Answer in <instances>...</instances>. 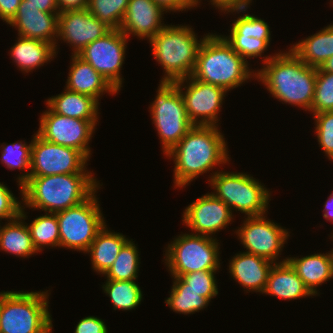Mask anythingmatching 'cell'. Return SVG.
Wrapping results in <instances>:
<instances>
[{
    "instance_id": "c3c4849f",
    "label": "cell",
    "mask_w": 333,
    "mask_h": 333,
    "mask_svg": "<svg viewBox=\"0 0 333 333\" xmlns=\"http://www.w3.org/2000/svg\"><path fill=\"white\" fill-rule=\"evenodd\" d=\"M323 72L333 73V56L329 57L319 67Z\"/></svg>"
},
{
    "instance_id": "7402d4cb",
    "label": "cell",
    "mask_w": 333,
    "mask_h": 333,
    "mask_svg": "<svg viewBox=\"0 0 333 333\" xmlns=\"http://www.w3.org/2000/svg\"><path fill=\"white\" fill-rule=\"evenodd\" d=\"M263 293L285 300L313 296L287 258L273 264Z\"/></svg>"
},
{
    "instance_id": "7dc6e473",
    "label": "cell",
    "mask_w": 333,
    "mask_h": 333,
    "mask_svg": "<svg viewBox=\"0 0 333 333\" xmlns=\"http://www.w3.org/2000/svg\"><path fill=\"white\" fill-rule=\"evenodd\" d=\"M323 217L328 221L333 222V192L330 194L328 200L325 202V208L323 210Z\"/></svg>"
},
{
    "instance_id": "8d00e7d4",
    "label": "cell",
    "mask_w": 333,
    "mask_h": 333,
    "mask_svg": "<svg viewBox=\"0 0 333 333\" xmlns=\"http://www.w3.org/2000/svg\"><path fill=\"white\" fill-rule=\"evenodd\" d=\"M217 271H196L181 275L180 278L186 283V289L201 293V296L209 301L218 294L215 273Z\"/></svg>"
},
{
    "instance_id": "f6af8a7d",
    "label": "cell",
    "mask_w": 333,
    "mask_h": 333,
    "mask_svg": "<svg viewBox=\"0 0 333 333\" xmlns=\"http://www.w3.org/2000/svg\"><path fill=\"white\" fill-rule=\"evenodd\" d=\"M25 5H31L43 12L59 13L57 0H25Z\"/></svg>"
},
{
    "instance_id": "d6a6232c",
    "label": "cell",
    "mask_w": 333,
    "mask_h": 333,
    "mask_svg": "<svg viewBox=\"0 0 333 333\" xmlns=\"http://www.w3.org/2000/svg\"><path fill=\"white\" fill-rule=\"evenodd\" d=\"M129 0H89L87 10L111 29H119Z\"/></svg>"
},
{
    "instance_id": "1f68e13d",
    "label": "cell",
    "mask_w": 333,
    "mask_h": 333,
    "mask_svg": "<svg viewBox=\"0 0 333 333\" xmlns=\"http://www.w3.org/2000/svg\"><path fill=\"white\" fill-rule=\"evenodd\" d=\"M27 226L37 252H40L43 246L60 247V232L56 213L48 214L47 212L45 215L35 218Z\"/></svg>"
},
{
    "instance_id": "cb8c5ba5",
    "label": "cell",
    "mask_w": 333,
    "mask_h": 333,
    "mask_svg": "<svg viewBox=\"0 0 333 333\" xmlns=\"http://www.w3.org/2000/svg\"><path fill=\"white\" fill-rule=\"evenodd\" d=\"M47 106L55 113L81 120L98 119V102L91 96L72 92L67 89L63 93L50 97Z\"/></svg>"
},
{
    "instance_id": "5bb4252c",
    "label": "cell",
    "mask_w": 333,
    "mask_h": 333,
    "mask_svg": "<svg viewBox=\"0 0 333 333\" xmlns=\"http://www.w3.org/2000/svg\"><path fill=\"white\" fill-rule=\"evenodd\" d=\"M188 81L189 85L187 84L182 88L183 83ZM175 83L183 97L190 122L193 125L218 126L217 115L227 90L220 86L196 80L192 76L177 80ZM182 89H185V91L183 92Z\"/></svg>"
},
{
    "instance_id": "74e56055",
    "label": "cell",
    "mask_w": 333,
    "mask_h": 333,
    "mask_svg": "<svg viewBox=\"0 0 333 333\" xmlns=\"http://www.w3.org/2000/svg\"><path fill=\"white\" fill-rule=\"evenodd\" d=\"M318 144L327 155L333 160V111H324L313 114Z\"/></svg>"
},
{
    "instance_id": "d590c367",
    "label": "cell",
    "mask_w": 333,
    "mask_h": 333,
    "mask_svg": "<svg viewBox=\"0 0 333 333\" xmlns=\"http://www.w3.org/2000/svg\"><path fill=\"white\" fill-rule=\"evenodd\" d=\"M3 146V147H2ZM2 156L1 162L7 166L9 169H19V170H28L30 169L31 163V148L32 140L29 145L26 143H12L1 145Z\"/></svg>"
},
{
    "instance_id": "4fadbf2b",
    "label": "cell",
    "mask_w": 333,
    "mask_h": 333,
    "mask_svg": "<svg viewBox=\"0 0 333 333\" xmlns=\"http://www.w3.org/2000/svg\"><path fill=\"white\" fill-rule=\"evenodd\" d=\"M127 38L119 29L88 44L79 54L117 90L122 87L120 70L125 58Z\"/></svg>"
},
{
    "instance_id": "60d3db41",
    "label": "cell",
    "mask_w": 333,
    "mask_h": 333,
    "mask_svg": "<svg viewBox=\"0 0 333 333\" xmlns=\"http://www.w3.org/2000/svg\"><path fill=\"white\" fill-rule=\"evenodd\" d=\"M74 333H108V331L102 319L88 316L78 322Z\"/></svg>"
},
{
    "instance_id": "e575fe53",
    "label": "cell",
    "mask_w": 333,
    "mask_h": 333,
    "mask_svg": "<svg viewBox=\"0 0 333 333\" xmlns=\"http://www.w3.org/2000/svg\"><path fill=\"white\" fill-rule=\"evenodd\" d=\"M313 114L333 111V73L323 72L317 68L314 100L311 110Z\"/></svg>"
},
{
    "instance_id": "bcb514c9",
    "label": "cell",
    "mask_w": 333,
    "mask_h": 333,
    "mask_svg": "<svg viewBox=\"0 0 333 333\" xmlns=\"http://www.w3.org/2000/svg\"><path fill=\"white\" fill-rule=\"evenodd\" d=\"M89 0H57L59 13L67 10L87 8Z\"/></svg>"
},
{
    "instance_id": "836d02e7",
    "label": "cell",
    "mask_w": 333,
    "mask_h": 333,
    "mask_svg": "<svg viewBox=\"0 0 333 333\" xmlns=\"http://www.w3.org/2000/svg\"><path fill=\"white\" fill-rule=\"evenodd\" d=\"M229 37H250L263 39L270 43V30L268 24L261 18L244 14L233 22Z\"/></svg>"
},
{
    "instance_id": "2e32d148",
    "label": "cell",
    "mask_w": 333,
    "mask_h": 333,
    "mask_svg": "<svg viewBox=\"0 0 333 333\" xmlns=\"http://www.w3.org/2000/svg\"><path fill=\"white\" fill-rule=\"evenodd\" d=\"M111 30L94 17L87 8L67 10L58 15V36L73 46L72 54L78 55L88 44L103 37Z\"/></svg>"
},
{
    "instance_id": "d4e9b609",
    "label": "cell",
    "mask_w": 333,
    "mask_h": 333,
    "mask_svg": "<svg viewBox=\"0 0 333 333\" xmlns=\"http://www.w3.org/2000/svg\"><path fill=\"white\" fill-rule=\"evenodd\" d=\"M128 241L126 236L107 230L105 225L86 251L91 255L93 270L104 275Z\"/></svg>"
},
{
    "instance_id": "603a6c76",
    "label": "cell",
    "mask_w": 333,
    "mask_h": 333,
    "mask_svg": "<svg viewBox=\"0 0 333 333\" xmlns=\"http://www.w3.org/2000/svg\"><path fill=\"white\" fill-rule=\"evenodd\" d=\"M309 291L316 296L317 288L333 278V249L328 254H313L302 258L287 257Z\"/></svg>"
},
{
    "instance_id": "4316f807",
    "label": "cell",
    "mask_w": 333,
    "mask_h": 333,
    "mask_svg": "<svg viewBox=\"0 0 333 333\" xmlns=\"http://www.w3.org/2000/svg\"><path fill=\"white\" fill-rule=\"evenodd\" d=\"M290 50L306 65L320 67L333 56V24L293 45Z\"/></svg>"
},
{
    "instance_id": "44dd1931",
    "label": "cell",
    "mask_w": 333,
    "mask_h": 333,
    "mask_svg": "<svg viewBox=\"0 0 333 333\" xmlns=\"http://www.w3.org/2000/svg\"><path fill=\"white\" fill-rule=\"evenodd\" d=\"M72 64L69 70L66 89L72 92L91 96L99 103V97L103 92L111 94L118 91L99 74L88 62L78 55L71 56Z\"/></svg>"
},
{
    "instance_id": "3957f363",
    "label": "cell",
    "mask_w": 333,
    "mask_h": 333,
    "mask_svg": "<svg viewBox=\"0 0 333 333\" xmlns=\"http://www.w3.org/2000/svg\"><path fill=\"white\" fill-rule=\"evenodd\" d=\"M92 173L29 176L22 185L21 194L28 208L57 213L77 206L99 188Z\"/></svg>"
},
{
    "instance_id": "83f0119b",
    "label": "cell",
    "mask_w": 333,
    "mask_h": 333,
    "mask_svg": "<svg viewBox=\"0 0 333 333\" xmlns=\"http://www.w3.org/2000/svg\"><path fill=\"white\" fill-rule=\"evenodd\" d=\"M23 207L16 219L8 220L9 223L0 226V249L25 258L37 253V250L33 245L28 226L22 221L27 217Z\"/></svg>"
},
{
    "instance_id": "30bf717a",
    "label": "cell",
    "mask_w": 333,
    "mask_h": 333,
    "mask_svg": "<svg viewBox=\"0 0 333 333\" xmlns=\"http://www.w3.org/2000/svg\"><path fill=\"white\" fill-rule=\"evenodd\" d=\"M95 192L81 204L56 213L60 246L86 251L105 226Z\"/></svg>"
},
{
    "instance_id": "6da1fadb",
    "label": "cell",
    "mask_w": 333,
    "mask_h": 333,
    "mask_svg": "<svg viewBox=\"0 0 333 333\" xmlns=\"http://www.w3.org/2000/svg\"><path fill=\"white\" fill-rule=\"evenodd\" d=\"M217 126L194 125L167 153L174 160V183L185 187L215 165L229 161L227 144Z\"/></svg>"
},
{
    "instance_id": "5b68a950",
    "label": "cell",
    "mask_w": 333,
    "mask_h": 333,
    "mask_svg": "<svg viewBox=\"0 0 333 333\" xmlns=\"http://www.w3.org/2000/svg\"><path fill=\"white\" fill-rule=\"evenodd\" d=\"M204 38L197 40V35L188 26L165 25L149 40L152 54L165 71L161 82H175L192 76Z\"/></svg>"
},
{
    "instance_id": "ac0fdd59",
    "label": "cell",
    "mask_w": 333,
    "mask_h": 333,
    "mask_svg": "<svg viewBox=\"0 0 333 333\" xmlns=\"http://www.w3.org/2000/svg\"><path fill=\"white\" fill-rule=\"evenodd\" d=\"M58 15L25 5V0H22L16 15L8 24L18 29V36L48 42L57 50Z\"/></svg>"
},
{
    "instance_id": "e0dca14e",
    "label": "cell",
    "mask_w": 333,
    "mask_h": 333,
    "mask_svg": "<svg viewBox=\"0 0 333 333\" xmlns=\"http://www.w3.org/2000/svg\"><path fill=\"white\" fill-rule=\"evenodd\" d=\"M232 211L228 204L213 193L205 194L193 201L183 212V222L195 234L211 237L215 232L226 228L232 221Z\"/></svg>"
},
{
    "instance_id": "8992f818",
    "label": "cell",
    "mask_w": 333,
    "mask_h": 333,
    "mask_svg": "<svg viewBox=\"0 0 333 333\" xmlns=\"http://www.w3.org/2000/svg\"><path fill=\"white\" fill-rule=\"evenodd\" d=\"M48 291L0 293V333H51Z\"/></svg>"
},
{
    "instance_id": "b9f144b4",
    "label": "cell",
    "mask_w": 333,
    "mask_h": 333,
    "mask_svg": "<svg viewBox=\"0 0 333 333\" xmlns=\"http://www.w3.org/2000/svg\"><path fill=\"white\" fill-rule=\"evenodd\" d=\"M212 5L218 7L221 11L228 12H243L248 8V5L252 2V0H210Z\"/></svg>"
},
{
    "instance_id": "9c48e42d",
    "label": "cell",
    "mask_w": 333,
    "mask_h": 333,
    "mask_svg": "<svg viewBox=\"0 0 333 333\" xmlns=\"http://www.w3.org/2000/svg\"><path fill=\"white\" fill-rule=\"evenodd\" d=\"M152 102L151 115L164 154H167L194 126L188 119L185 103L175 82H160Z\"/></svg>"
},
{
    "instance_id": "52a82bcc",
    "label": "cell",
    "mask_w": 333,
    "mask_h": 333,
    "mask_svg": "<svg viewBox=\"0 0 333 333\" xmlns=\"http://www.w3.org/2000/svg\"><path fill=\"white\" fill-rule=\"evenodd\" d=\"M212 192L232 209L251 216H262L267 211L270 193L264 185L245 173L214 172L209 177Z\"/></svg>"
},
{
    "instance_id": "7bdbcfd3",
    "label": "cell",
    "mask_w": 333,
    "mask_h": 333,
    "mask_svg": "<svg viewBox=\"0 0 333 333\" xmlns=\"http://www.w3.org/2000/svg\"><path fill=\"white\" fill-rule=\"evenodd\" d=\"M164 11H183L194 6V0H153Z\"/></svg>"
},
{
    "instance_id": "681fc988",
    "label": "cell",
    "mask_w": 333,
    "mask_h": 333,
    "mask_svg": "<svg viewBox=\"0 0 333 333\" xmlns=\"http://www.w3.org/2000/svg\"><path fill=\"white\" fill-rule=\"evenodd\" d=\"M200 3L199 0H194V6H197Z\"/></svg>"
},
{
    "instance_id": "ffe728a7",
    "label": "cell",
    "mask_w": 333,
    "mask_h": 333,
    "mask_svg": "<svg viewBox=\"0 0 333 333\" xmlns=\"http://www.w3.org/2000/svg\"><path fill=\"white\" fill-rule=\"evenodd\" d=\"M229 264V273L247 291L263 293L274 263L254 254L240 252Z\"/></svg>"
},
{
    "instance_id": "ba28073f",
    "label": "cell",
    "mask_w": 333,
    "mask_h": 333,
    "mask_svg": "<svg viewBox=\"0 0 333 333\" xmlns=\"http://www.w3.org/2000/svg\"><path fill=\"white\" fill-rule=\"evenodd\" d=\"M219 240L194 233L181 234L168 245L165 262L172 277L219 269Z\"/></svg>"
},
{
    "instance_id": "8fae6325",
    "label": "cell",
    "mask_w": 333,
    "mask_h": 333,
    "mask_svg": "<svg viewBox=\"0 0 333 333\" xmlns=\"http://www.w3.org/2000/svg\"><path fill=\"white\" fill-rule=\"evenodd\" d=\"M31 148L29 173L19 175L18 185H22L29 176H49L57 174L86 173L85 166L89 160L77 149L48 142L37 133L34 134Z\"/></svg>"
},
{
    "instance_id": "ab89813d",
    "label": "cell",
    "mask_w": 333,
    "mask_h": 333,
    "mask_svg": "<svg viewBox=\"0 0 333 333\" xmlns=\"http://www.w3.org/2000/svg\"><path fill=\"white\" fill-rule=\"evenodd\" d=\"M21 203L13 193L0 182V219H16L21 210Z\"/></svg>"
},
{
    "instance_id": "f1b7e54d",
    "label": "cell",
    "mask_w": 333,
    "mask_h": 333,
    "mask_svg": "<svg viewBox=\"0 0 333 333\" xmlns=\"http://www.w3.org/2000/svg\"><path fill=\"white\" fill-rule=\"evenodd\" d=\"M173 278L175 280L170 297H168L165 302L174 312L193 314L208 305L210 301L201 296V293L186 289V283L180 277Z\"/></svg>"
},
{
    "instance_id": "484cf974",
    "label": "cell",
    "mask_w": 333,
    "mask_h": 333,
    "mask_svg": "<svg viewBox=\"0 0 333 333\" xmlns=\"http://www.w3.org/2000/svg\"><path fill=\"white\" fill-rule=\"evenodd\" d=\"M10 53L21 71L28 73L54 58L56 50L48 42L19 36Z\"/></svg>"
},
{
    "instance_id": "9a60e30c",
    "label": "cell",
    "mask_w": 333,
    "mask_h": 333,
    "mask_svg": "<svg viewBox=\"0 0 333 333\" xmlns=\"http://www.w3.org/2000/svg\"><path fill=\"white\" fill-rule=\"evenodd\" d=\"M265 215L247 217L235 231L247 253L263 257L273 263L281 252L289 232L277 223L266 220Z\"/></svg>"
},
{
    "instance_id": "4dcf8cb0",
    "label": "cell",
    "mask_w": 333,
    "mask_h": 333,
    "mask_svg": "<svg viewBox=\"0 0 333 333\" xmlns=\"http://www.w3.org/2000/svg\"><path fill=\"white\" fill-rule=\"evenodd\" d=\"M102 288L110 297L114 310H132L141 304L142 291L135 281L107 280Z\"/></svg>"
},
{
    "instance_id": "277c9868",
    "label": "cell",
    "mask_w": 333,
    "mask_h": 333,
    "mask_svg": "<svg viewBox=\"0 0 333 333\" xmlns=\"http://www.w3.org/2000/svg\"><path fill=\"white\" fill-rule=\"evenodd\" d=\"M222 35L207 34L199 48L192 77L227 91L256 76Z\"/></svg>"
},
{
    "instance_id": "7a4b0ae2",
    "label": "cell",
    "mask_w": 333,
    "mask_h": 333,
    "mask_svg": "<svg viewBox=\"0 0 333 333\" xmlns=\"http://www.w3.org/2000/svg\"><path fill=\"white\" fill-rule=\"evenodd\" d=\"M264 67L256 73L270 94L280 101L308 111L314 100L317 68L306 65L291 50L266 56Z\"/></svg>"
},
{
    "instance_id": "7c38bea8",
    "label": "cell",
    "mask_w": 333,
    "mask_h": 333,
    "mask_svg": "<svg viewBox=\"0 0 333 333\" xmlns=\"http://www.w3.org/2000/svg\"><path fill=\"white\" fill-rule=\"evenodd\" d=\"M97 121L62 116L48 107L40 117L37 134L48 142L77 149L90 158L91 150L88 144Z\"/></svg>"
},
{
    "instance_id": "f35d334b",
    "label": "cell",
    "mask_w": 333,
    "mask_h": 333,
    "mask_svg": "<svg viewBox=\"0 0 333 333\" xmlns=\"http://www.w3.org/2000/svg\"><path fill=\"white\" fill-rule=\"evenodd\" d=\"M224 39L232 46L244 60L253 57H262L269 44L263 39L248 37H225Z\"/></svg>"
},
{
    "instance_id": "f546056e",
    "label": "cell",
    "mask_w": 333,
    "mask_h": 333,
    "mask_svg": "<svg viewBox=\"0 0 333 333\" xmlns=\"http://www.w3.org/2000/svg\"><path fill=\"white\" fill-rule=\"evenodd\" d=\"M139 251L132 240L119 252L115 262L104 274L107 280L135 281L139 271Z\"/></svg>"
},
{
    "instance_id": "d6986e66",
    "label": "cell",
    "mask_w": 333,
    "mask_h": 333,
    "mask_svg": "<svg viewBox=\"0 0 333 333\" xmlns=\"http://www.w3.org/2000/svg\"><path fill=\"white\" fill-rule=\"evenodd\" d=\"M162 14L164 10L153 0H129L119 30L126 37L132 34L150 40L165 26L161 23Z\"/></svg>"
},
{
    "instance_id": "ee69618b",
    "label": "cell",
    "mask_w": 333,
    "mask_h": 333,
    "mask_svg": "<svg viewBox=\"0 0 333 333\" xmlns=\"http://www.w3.org/2000/svg\"><path fill=\"white\" fill-rule=\"evenodd\" d=\"M22 0H0V18L8 24L16 15Z\"/></svg>"
}]
</instances>
